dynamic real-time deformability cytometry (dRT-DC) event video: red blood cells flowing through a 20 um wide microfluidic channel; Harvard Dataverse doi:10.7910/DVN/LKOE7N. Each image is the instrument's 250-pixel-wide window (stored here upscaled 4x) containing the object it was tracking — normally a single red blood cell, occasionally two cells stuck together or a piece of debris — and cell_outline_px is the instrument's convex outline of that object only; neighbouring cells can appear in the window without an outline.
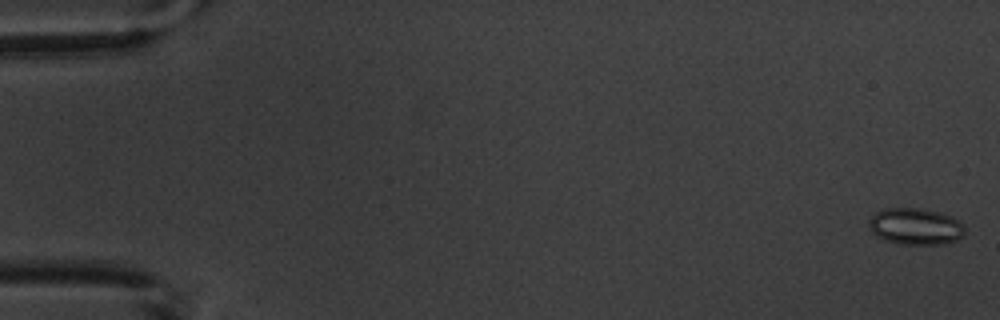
{"species": "common noctule bat (a hibernating species)", "species_latin": "Nyctalus noctula", "temperature_condition": "warm", "stored_images_in_passage": 14, "camera_frame_rate_fps": 3000, "um_per_image_px": 0.085, "animal": {"sex": "male", "body_mass_g": 20.1, "forearm_length_mm": 53.5}, "frame": {"image": 1, "passage_image": 1, "time_ms": 0.0, "image_size_px": [1000, 320], "cell_outline_px": [[964, 232], [956, 240], [944, 244], [896, 244], [884, 240], [876, 236], [872, 232], [868, 224], [868, 220], [876, 212], [884, 208], [924, 208], [940, 212], [952, 216], [960, 220], [964, 224]], "centroid_in_image_um": [77.81, 19.24], "position_along_channel_um": 7.2, "area_um2": 20.75}}
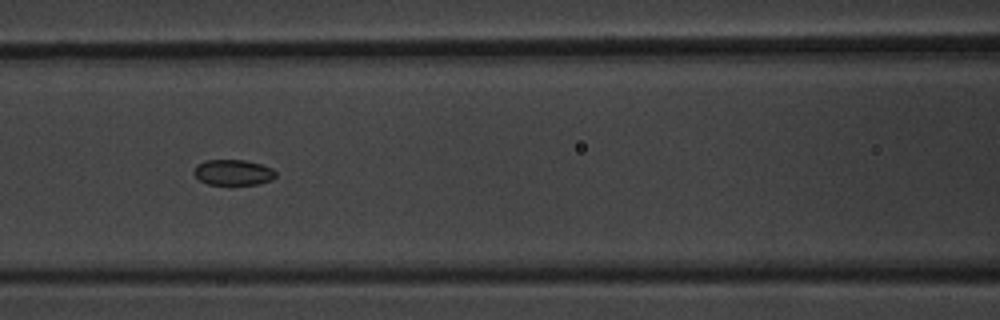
{"frame": {"image": 2, "passage_image": 7, "time_ms": 8.0, "image_size_px": [1000, 320], "cell_outline_px": [[276, 176], [272, 180], [260, 184], [208, 184], [200, 180], [196, 176], [196, 164], [204, 160], [244, 160], [260, 164], [272, 168], [276, 172]], "centroid_in_image_um": [19.86, 14.65], "position_along_channel_um": 146.7, "area_um2": 12.08}}
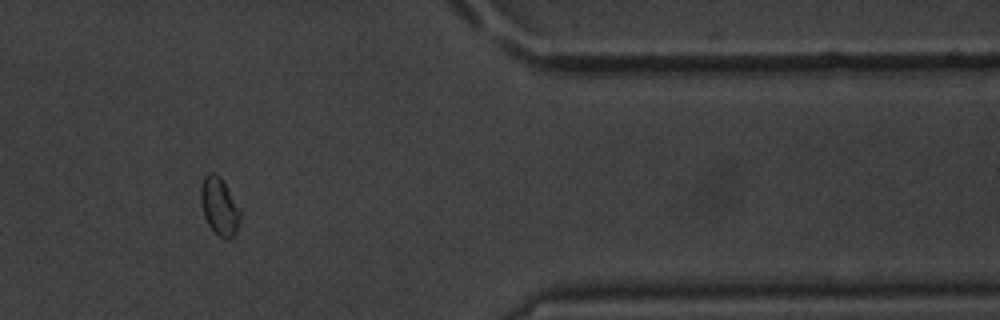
{"frame": {"image": 3, "passage_image": 13, "time_ms": 15.333, "image_size_px": [1000, 320], "cell_outline_px": [[240, 220], [236, 232], [228, 240], [220, 236], [208, 224], [204, 216], [200, 204], [200, 184], [204, 176], [208, 172], [212, 172], [220, 176], [240, 208]], "centroid_in_image_um": [18.62, 17.51], "position_along_channel_um": 392.8, "area_um2": 13.29}}